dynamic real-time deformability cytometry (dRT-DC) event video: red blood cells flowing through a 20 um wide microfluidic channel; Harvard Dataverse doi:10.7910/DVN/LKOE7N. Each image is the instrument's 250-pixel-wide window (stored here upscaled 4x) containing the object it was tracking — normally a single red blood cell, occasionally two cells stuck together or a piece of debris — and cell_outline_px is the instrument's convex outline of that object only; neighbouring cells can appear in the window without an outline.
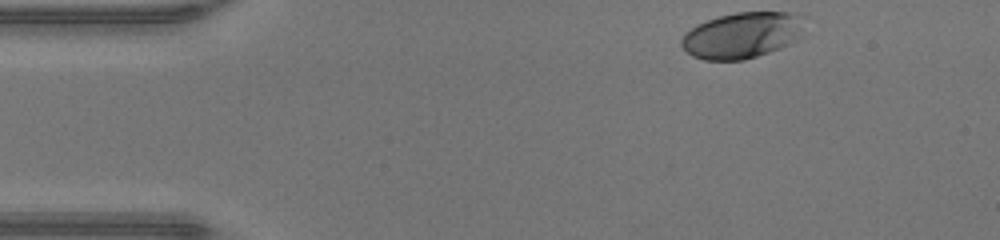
{"species": "human", "species_latin": "Homo sapiens", "temperature_condition": "warm", "stored_images_in_passage": 42, "camera_frame_rate_fps": 3000, "um_per_image_px": 0.085, "donor": {"sex": "male"}, "frame": {"image": 1, "passage_image": 1, "time_ms": 0.0, "image_size_px": [1000, 240], "cell_outline_px": [[808, 16], [804, 36], [780, 48], [744, 60], [704, 60], [692, 56], [680, 44], [680, 40], [684, 32], [696, 24], [720, 16], [736, 12], [792, 12]], "centroid_in_image_um": [63.16, 2.97], "position_along_channel_um": 21.8, "area_um2": 33.76}}
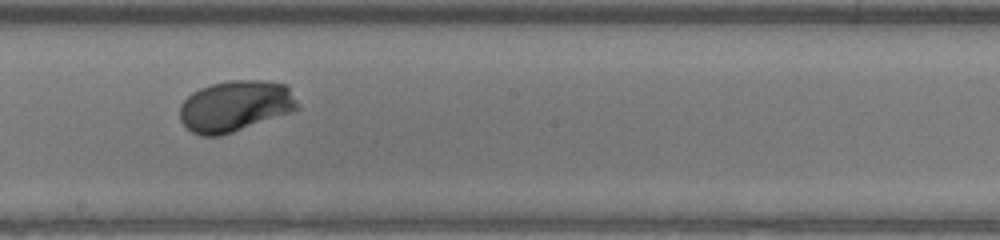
{"frame": {"image": 2, "passage_image": 21, "time_ms": 6.667, "image_size_px": [1000, 240], "cell_outline_px": [[300, 108], [292, 112], [220, 136], [200, 136], [192, 132], [180, 120], [180, 104], [192, 92], [200, 88], [212, 84], [228, 80], [264, 80], [288, 84], [300, 104]], "centroid_in_image_um": [20.03, 9.0], "position_along_channel_um": 228.2, "area_um2": 35.37}}
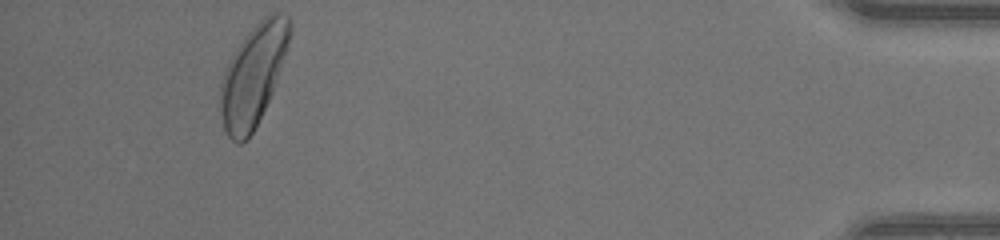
{"frame": {"image": 3, "passage_image": 39, "time_ms": 12.667, "image_size_px": [1000, 240], "cell_outline_px": [[292, 32], [272, 92], [248, 140], [240, 144], [236, 144], [228, 136], [224, 128], [220, 116], [220, 80], [236, 48], [244, 36], [264, 16], [272, 12], [280, 12], [288, 16], [292, 28]], "centroid_in_image_um": [21.5, 6.39], "position_along_channel_um": 413.7, "area_um2": 40.34}, "authors_computed_cell_mechanics": {"area_um2": 34.2176, "velocity_mm_per_s": 4.3163, "shape_relaxation_time_tau1_ms": 2.3525, "shape_relaxation_time_tau2_ms": null, "deformation_change_tau1": 0.1785, "deformation_change_tau2": null}}